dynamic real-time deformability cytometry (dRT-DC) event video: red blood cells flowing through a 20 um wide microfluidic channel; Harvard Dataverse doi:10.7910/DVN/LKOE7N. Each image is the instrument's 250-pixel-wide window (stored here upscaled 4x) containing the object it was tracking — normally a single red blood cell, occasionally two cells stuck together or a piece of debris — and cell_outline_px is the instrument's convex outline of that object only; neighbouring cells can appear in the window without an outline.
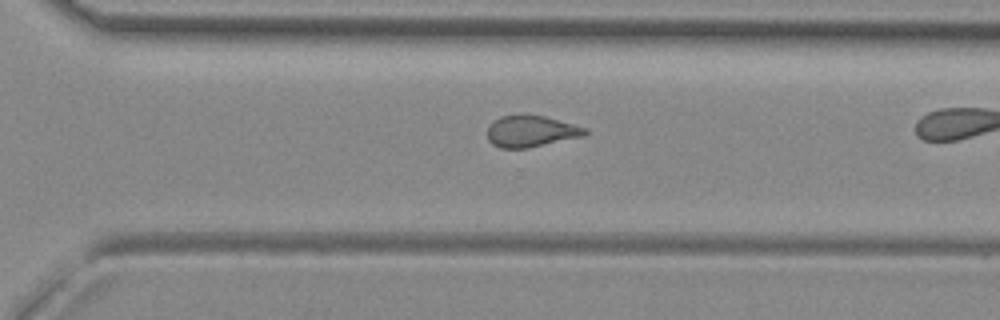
{"species": "common noctule bat (a hibernating species)", "species_latin": "Nyctalus noctula", "temperature_condition": "room temperature", "stored_images_in_passage": 29, "camera_frame_rate_fps": 3000, "um_per_image_px": 0.085, "animal": {"sex": "female", "body_mass_g": 29.2, "forearm_length_mm": 56.3}, "frame": {"image": 1, "passage_image": 25, "time_ms": 8.0, "image_size_px": [1000, 320], "cell_outline_px": [[588, 132], [584, 136], [528, 148], [500, 148], [492, 144], [488, 140], [488, 124], [500, 116], [520, 112], [544, 116], [588, 128]], "centroid_in_image_um": [45.11, 11.13], "position_along_channel_um": 325.5, "area_um2": 18.38}}